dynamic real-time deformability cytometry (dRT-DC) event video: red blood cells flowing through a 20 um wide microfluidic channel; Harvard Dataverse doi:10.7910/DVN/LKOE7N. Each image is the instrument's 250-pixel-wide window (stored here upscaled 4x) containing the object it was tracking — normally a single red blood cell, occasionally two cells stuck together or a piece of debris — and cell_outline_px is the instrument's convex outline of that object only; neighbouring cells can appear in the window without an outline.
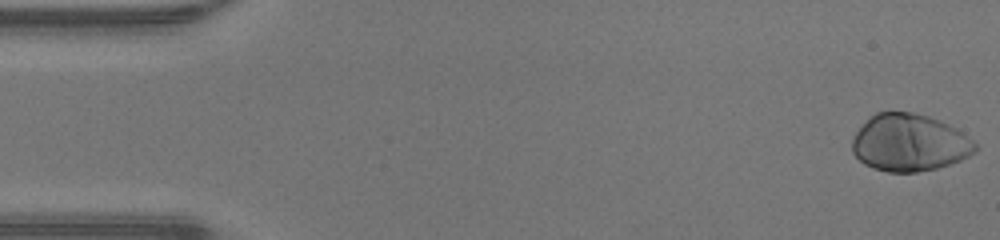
{"species": "human", "species_latin": "Homo sapiens", "temperature_condition": "warm", "stored_images_in_passage": 48, "camera_frame_rate_fps": 3000, "um_per_image_px": 0.085, "donor": {"sex": "male"}, "frame": {"image": 1, "passage_image": 1, "time_ms": 0.0, "image_size_px": [1000, 240], "cell_outline_px": [[980, 148], [976, 152], [960, 160], [936, 168], [916, 172], [888, 172], [872, 168], [864, 164], [852, 152], [852, 136], [876, 112], [912, 112], [928, 116], [940, 120], [956, 128], [972, 140]], "centroid_in_image_um": [77.31, 12.14], "position_along_channel_um": 7.7, "area_um2": 40.92}}
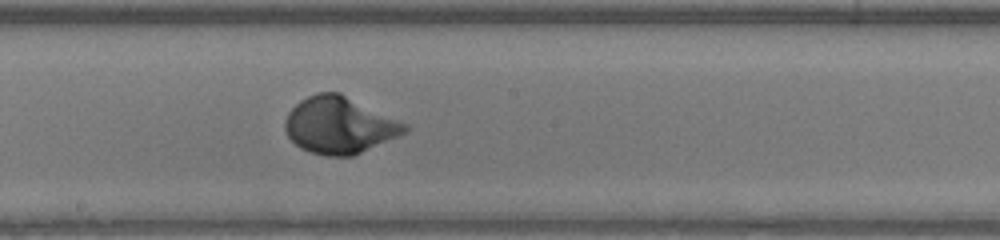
{"frame": {"image": 2, "passage_image": 26, "time_ms": 8.333, "image_size_px": [1000, 240], "cell_outline_px": [[408, 128], [404, 132], [396, 136], [352, 156], [324, 156], [308, 152], [300, 148], [288, 136], [284, 128], [284, 120], [288, 112], [300, 100], [316, 92], [340, 92], [408, 124]], "centroid_in_image_um": [28.8, 10.63], "position_along_channel_um": 219.4, "area_um2": 39.42}}
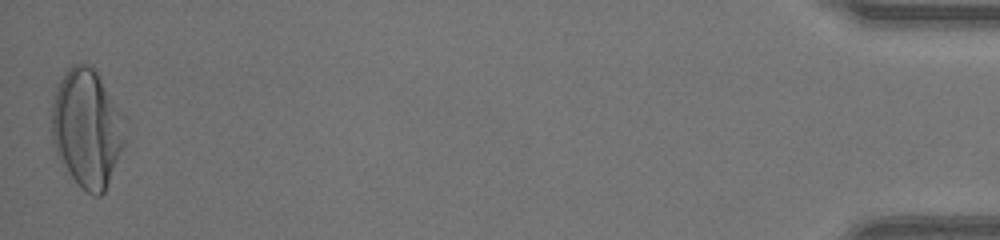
{"frame": {"image": 3, "passage_image": 48, "time_ms": 15.667, "image_size_px": [1000, 240], "cell_outline_px": [[128, 120], [124, 144], [104, 192], [100, 196], [92, 196], [80, 188], [76, 184], [60, 160], [56, 152], [52, 140], [52, 104], [56, 84], [64, 72], [72, 64], [92, 64]], "centroid_in_image_um": [7.41, 10.87], "position_along_channel_um": 427.8, "area_um2": 51.33}, "authors_computed_cell_mechanics": {"area_um2": 39.593, "velocity_mm_per_s": 4.2414, "shape_relaxation_time_tau1_ms": 2.4564, "shape_relaxation_time_tau2_ms": null, "deformation_change_tau1": 0.1867, "deformation_change_tau2": null}}